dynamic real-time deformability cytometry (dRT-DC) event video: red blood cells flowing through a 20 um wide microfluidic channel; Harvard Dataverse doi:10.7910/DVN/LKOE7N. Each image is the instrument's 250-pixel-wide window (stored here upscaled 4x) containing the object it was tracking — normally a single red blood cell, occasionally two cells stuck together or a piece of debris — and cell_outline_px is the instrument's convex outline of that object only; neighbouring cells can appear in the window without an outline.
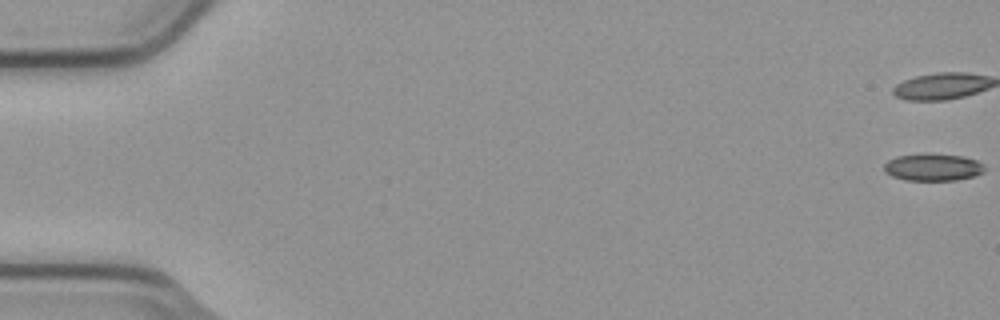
{"species": "common noctule bat (a hibernating species)", "species_latin": "Nyctalus noctula", "temperature_condition": "cold", "stored_images_in_passage": 6, "camera_frame_rate_fps": 3000, "um_per_image_px": 0.085, "animal": {"sex": "male", "body_mass_g": 23.1, "forearm_length_mm": 52.7}, "frame": {"image": 1, "passage_image": 1, "time_ms": 0.0, "image_size_px": [1000, 320], "cell_outline_px": [[984, 172], [972, 176], [956, 180], [904, 180], [892, 176], [884, 172], [884, 164], [888, 160], [896, 156], [964, 156], [976, 160], [984, 164]], "centroid_in_image_um": [79.29, 14.26], "position_along_channel_um": 5.7, "area_um2": 15.26}}